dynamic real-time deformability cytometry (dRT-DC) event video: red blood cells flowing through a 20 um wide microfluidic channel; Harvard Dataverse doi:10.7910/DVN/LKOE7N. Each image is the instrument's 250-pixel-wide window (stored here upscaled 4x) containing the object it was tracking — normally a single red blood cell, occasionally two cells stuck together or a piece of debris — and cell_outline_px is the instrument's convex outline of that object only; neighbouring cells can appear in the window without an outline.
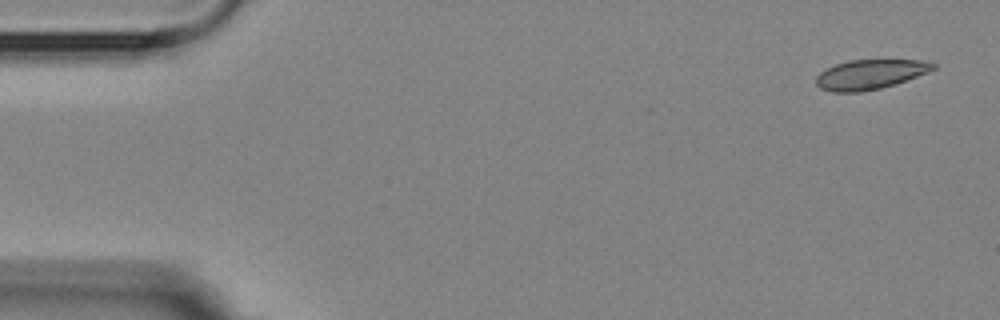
{"species": "Egyptian fruit bat (a non-hibernating species)", "species_latin": "Rousettus aegyptiacus", "temperature_condition": "room temperature", "stored_images_in_passage": 4, "camera_frame_rate_fps": 3000, "um_per_image_px": 0.085, "animal": {"sex": "female"}, "frame": {"image": 1, "passage_image": 1, "time_ms": 0.0, "image_size_px": [1000, 320], "cell_outline_px": [[936, 68], [928, 72], [896, 84], [880, 88], [860, 92], [832, 92], [820, 88], [816, 84], [816, 76], [820, 72], [836, 64], [848, 60], [920, 60], [936, 64]], "centroid_in_image_um": [73.95, 6.33], "position_along_channel_um": 11.1, "area_um2": 20.17}}
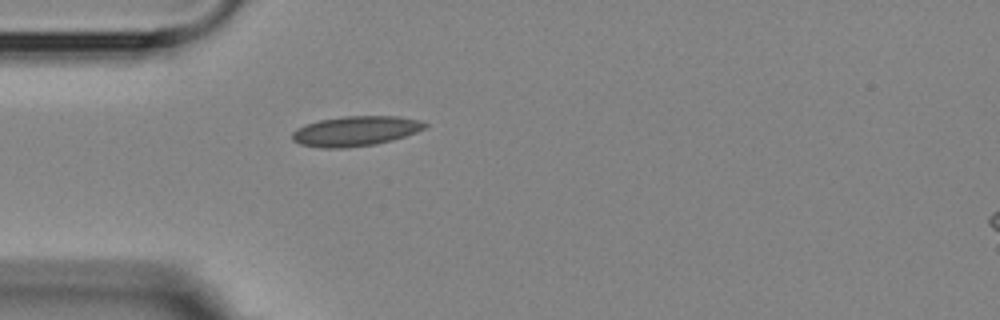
{"frame": {"image": 2, "passage_image": 4, "time_ms": 4.333, "image_size_px": [1000, 320], "cell_outline_px": [[428, 124], [424, 128], [416, 132], [392, 140], [376, 144], [344, 148], [320, 148], [300, 144], [292, 140], [292, 132], [296, 128], [304, 124], [320, 120], [344, 116], [400, 116], [420, 120]], "centroid_in_image_um": [30.19, 11.14], "position_along_channel_um": 54.8, "area_um2": 23.24}}